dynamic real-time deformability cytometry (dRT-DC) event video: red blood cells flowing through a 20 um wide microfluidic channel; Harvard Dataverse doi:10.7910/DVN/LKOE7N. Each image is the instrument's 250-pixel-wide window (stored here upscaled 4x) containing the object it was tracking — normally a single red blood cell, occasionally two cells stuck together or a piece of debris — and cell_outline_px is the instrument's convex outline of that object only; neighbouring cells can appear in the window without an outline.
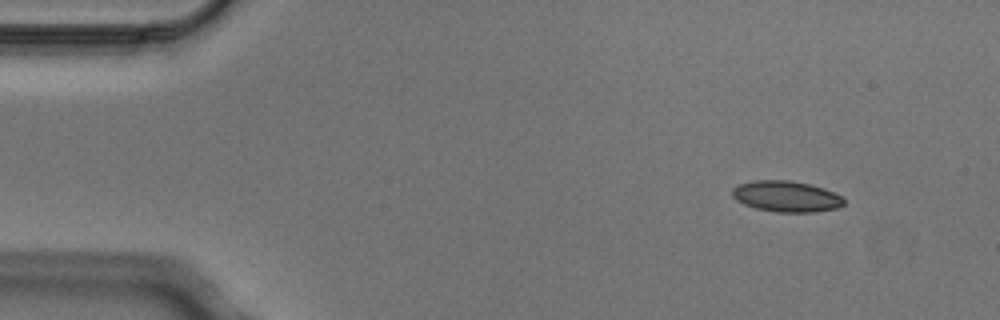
{"species": "Egyptian fruit bat (a non-hibernating species)", "species_latin": "Rousettus aegyptiacus", "temperature_condition": "cold", "stored_images_in_passage": 3, "camera_frame_rate_fps": 3000, "um_per_image_px": 0.085, "animal": {"sex": "male"}, "frame": {"image": 1, "passage_image": 1, "time_ms": 0.0, "image_size_px": [1000, 320], "cell_outline_px": [[844, 204], [836, 208], [812, 212], [776, 212], [756, 208], [744, 204], [736, 200], [732, 196], [732, 188], [740, 184], [756, 180], [788, 180], [808, 184], [824, 188], [840, 196], [844, 200]], "centroid_in_image_um": [66.8, 16.69], "position_along_channel_um": 18.2, "area_um2": 19.94}}
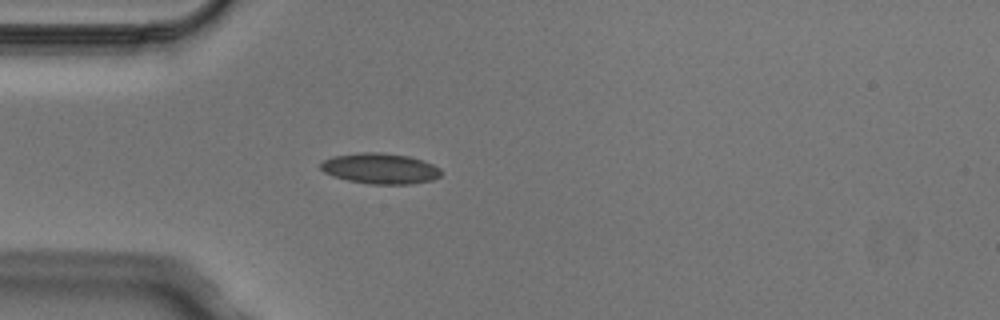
{"frame": {"image": 2, "passage_image": 3, "time_ms": 0.667, "image_size_px": [1000, 320], "cell_outline_px": [[440, 176], [432, 180], [408, 184], [372, 184], [348, 180], [324, 172], [320, 168], [320, 164], [324, 160], [332, 156], [360, 152], [384, 152], [408, 156], [432, 164], [440, 168]], "centroid_in_image_um": [32.3, 14.31], "position_along_channel_um": 52.7, "area_um2": 21.33}}